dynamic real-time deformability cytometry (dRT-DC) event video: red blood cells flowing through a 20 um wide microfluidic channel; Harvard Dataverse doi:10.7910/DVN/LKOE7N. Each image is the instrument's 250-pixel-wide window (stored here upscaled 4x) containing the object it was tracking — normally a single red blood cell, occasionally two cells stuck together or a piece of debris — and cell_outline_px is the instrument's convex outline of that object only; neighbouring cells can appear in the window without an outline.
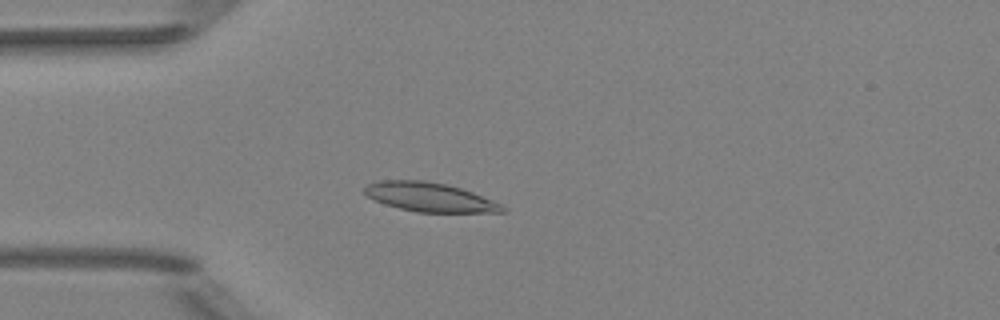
{"species": "Egyptian fruit bat (a non-hibernating species)", "species_latin": "Rousettus aegyptiacus", "temperature_condition": "room temperature", "stored_images_in_passage": 50, "camera_frame_rate_fps": 3000, "um_per_image_px": 0.085, "animal": {"sex": "female"}, "frame": {"image": 1, "passage_image": 13, "time_ms": 4.0, "image_size_px": [1000, 320], "cell_outline_px": [[504, 212], [416, 212], [384, 204], [368, 196], [364, 192], [364, 188], [368, 184], [380, 180], [424, 180], [444, 184], [460, 188], [472, 192], [504, 204]], "centroid_in_image_um": [36.53, 16.75], "position_along_channel_um": 48.5, "area_um2": 23.18}}
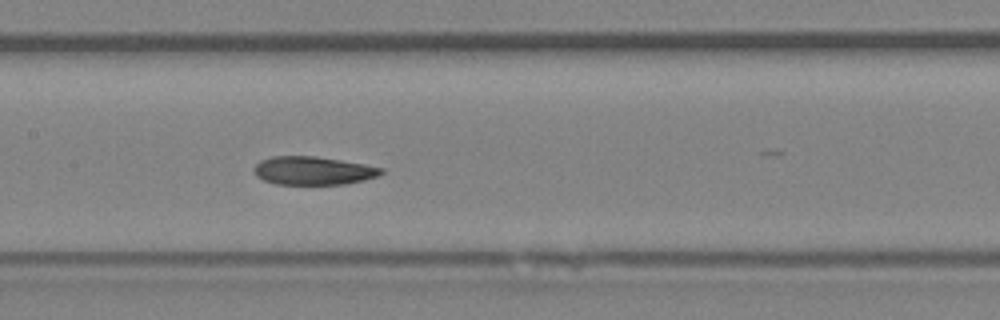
{"frame": {"image": 2, "passage_image": 24, "time_ms": 7.667, "image_size_px": [1000, 320], "cell_outline_px": [[384, 172], [376, 176], [364, 180], [344, 184], [276, 184], [264, 180], [256, 176], [252, 168], [260, 160], [272, 156], [316, 156], [364, 164], [384, 168]], "centroid_in_image_um": [26.59, 14.5], "position_along_channel_um": 180.8, "area_um2": 20.98}}
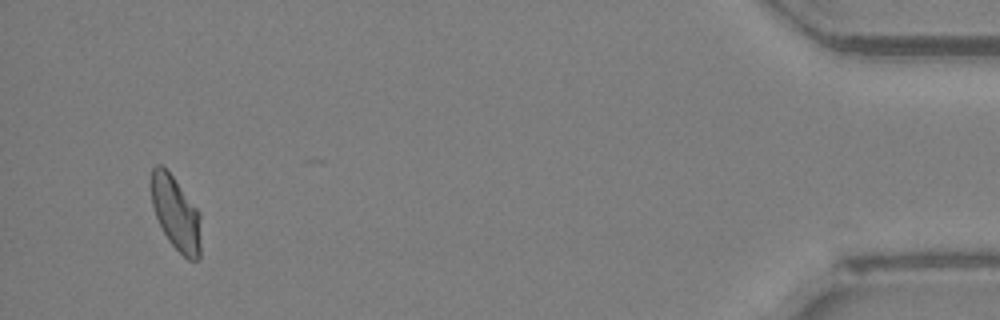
{"frame": {"image": 3, "passage_image": 48, "time_ms": 15.667, "image_size_px": [1000, 320], "cell_outline_px": [[200, 256], [196, 260], [188, 260], [168, 240], [156, 216], [152, 204], [152, 168], [156, 164], [160, 164], [172, 176], [200, 212]], "centroid_in_image_um": [14.97, 18.15], "position_along_channel_um": 420.2, "area_um2": 20.92}, "authors_computed_cell_mechanics": {"area_um2": 21.9351, "velocity_mm_per_s": 3.9792, "shape_relaxation_time_tau1_ms": 7.8289, "shape_relaxation_time_tau2_ms": 3.8005, "deformation_change_tau1": 0.1659, "deformation_change_tau2": 0.0834}}